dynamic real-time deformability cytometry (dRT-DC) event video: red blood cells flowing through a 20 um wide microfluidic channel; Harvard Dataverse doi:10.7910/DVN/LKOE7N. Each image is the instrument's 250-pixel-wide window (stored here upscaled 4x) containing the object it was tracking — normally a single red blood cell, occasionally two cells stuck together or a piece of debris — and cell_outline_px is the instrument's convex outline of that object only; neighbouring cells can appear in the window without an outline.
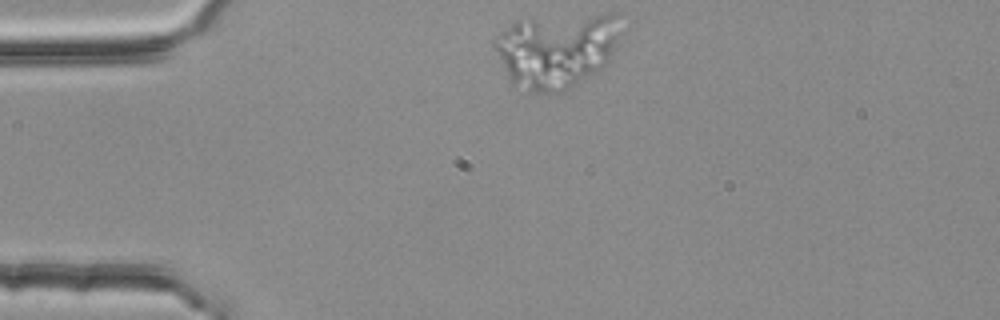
{"species": "common noctule bat (a hibernating species)", "species_latin": "Nyctalus noctula", "temperature_condition": "room temperature", "stored_images_in_passage": 2, "camera_frame_rate_fps": 3000, "um_per_image_px": 0.085, "animal": {"sex": "female", "body_mass_g": 25.1}, "frame": {"image": 1, "passage_image": 1, "time_ms": 0.0, "image_size_px": [1000, 320], "cell_outline_px": [[624, 12], [616, 40], [612, 52], [608, 60], [600, 68], [560, 92], [540, 96], [528, 92], [512, 84], [504, 68], [496, 48], [496, 36], [500, 32], [516, 20], [608, 12]], "centroid_in_image_um": [47.32, 4.23], "position_along_channel_um": 37.7, "area_um2": 54.91}}